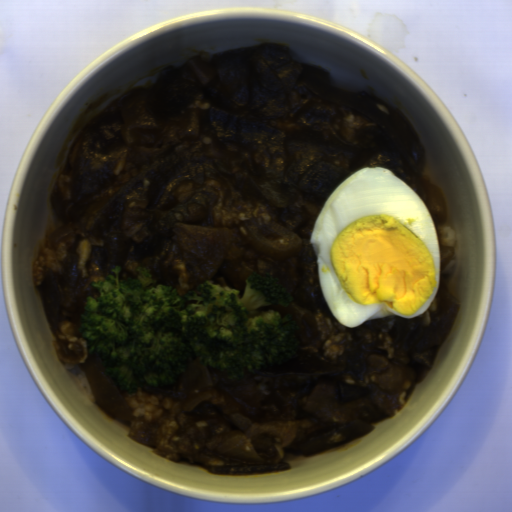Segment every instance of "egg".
I'll list each match as a JSON object with an SVG mask.
<instances>
[{"label": "egg", "mask_w": 512, "mask_h": 512, "mask_svg": "<svg viewBox=\"0 0 512 512\" xmlns=\"http://www.w3.org/2000/svg\"><path fill=\"white\" fill-rule=\"evenodd\" d=\"M310 242L322 295L341 326L414 319L434 300L442 254L425 204L394 172L358 169L325 201Z\"/></svg>", "instance_id": "egg-1"}]
</instances>
